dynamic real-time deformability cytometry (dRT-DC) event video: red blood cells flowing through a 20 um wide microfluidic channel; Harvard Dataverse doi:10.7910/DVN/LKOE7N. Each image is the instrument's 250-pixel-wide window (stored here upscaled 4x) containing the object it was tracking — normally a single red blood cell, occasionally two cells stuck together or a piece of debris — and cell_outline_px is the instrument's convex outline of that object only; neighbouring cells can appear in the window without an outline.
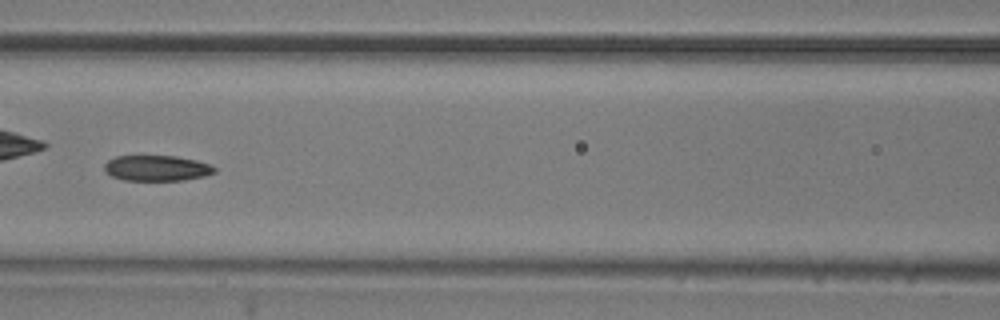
{"species": "common noctule bat (a hibernating species)", "species_latin": "Nyctalus noctula", "temperature_condition": "room temperature", "stored_images_in_passage": 51, "camera_frame_rate_fps": 3000, "um_per_image_px": 0.085, "animal": {"sex": "male", "body_mass_g": 20.5, "forearm_length_mm": 52.5}, "frame": {"image": 1, "passage_image": 22, "time_ms": 7.0, "image_size_px": [1000, 320], "cell_outline_px": [[216, 172], [204, 176], [184, 180], [124, 180], [112, 176], [104, 172], [104, 164], [108, 160], [116, 156], [176, 156], [196, 160], [212, 164], [216, 168]], "centroid_in_image_um": [13.34, 14.29], "position_along_channel_um": 153.3, "area_um2": 16.53}}
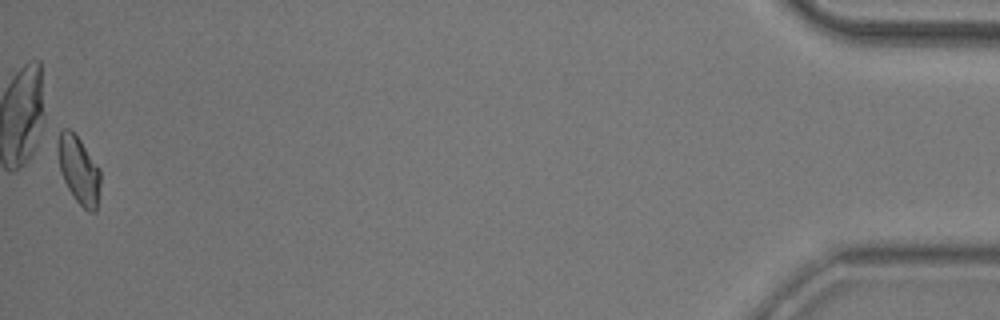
{"frame": {"image": 2, "passage_image": 51, "time_ms": 16.667, "image_size_px": [1000, 320], "cell_outline_px": [[100, 184], [96, 212], [88, 212], [72, 196], [48, 148], [60, 132], [64, 128], [68, 128], [80, 140], [100, 168]], "centroid_in_image_um": [6.55, 14.35], "position_along_channel_um": 428.6, "area_um2": 17.92}, "authors_computed_cell_mechanics": {"area_um2": 17.4556, "velocity_mm_per_s": 3.8278, "shape_relaxation_time_tau1_ms": 4.2873, "shape_relaxation_time_tau2_ms": 5.1531, "deformation_change_tau1": 0.1203, "deformation_change_tau2": 0.0812}}